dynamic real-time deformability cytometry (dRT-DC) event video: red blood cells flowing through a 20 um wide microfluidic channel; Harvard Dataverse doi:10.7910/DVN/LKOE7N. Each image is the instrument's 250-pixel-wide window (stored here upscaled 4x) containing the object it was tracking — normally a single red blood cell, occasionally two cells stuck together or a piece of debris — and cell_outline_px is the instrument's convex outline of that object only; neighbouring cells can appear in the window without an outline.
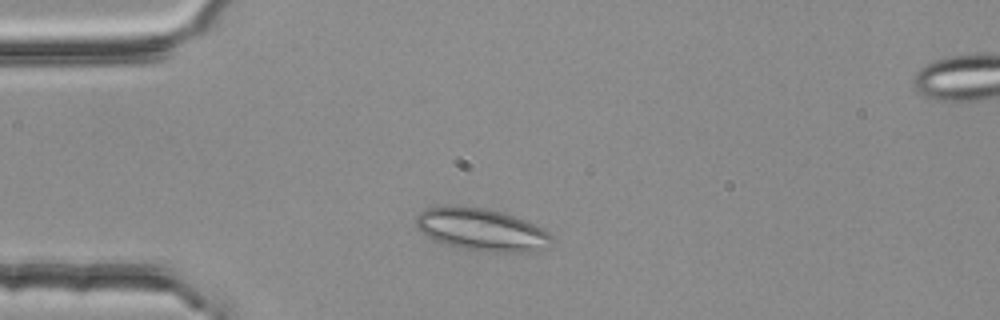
{"species": "common noctule bat (a hibernating species)", "species_latin": "Nyctalus noctula", "temperature_condition": "room temperature", "stored_images_in_passage": 2, "camera_frame_rate_fps": 3000, "um_per_image_px": 0.085, "animal": {"sex": "female", "body_mass_g": 25.1}, "frame": {"image": 1, "passage_image": 1, "time_ms": 0.0, "image_size_px": [1000, 320], "cell_outline_px": [[552, 240], [544, 248], [532, 252], [496, 252], [464, 248], [432, 240], [416, 224], [416, 216], [420, 212], [428, 208], [488, 208], [504, 212], [536, 224], [544, 228], [552, 236]], "centroid_in_image_um": [41.02, 19.54], "position_along_channel_um": 44.0, "area_um2": 32.71}}